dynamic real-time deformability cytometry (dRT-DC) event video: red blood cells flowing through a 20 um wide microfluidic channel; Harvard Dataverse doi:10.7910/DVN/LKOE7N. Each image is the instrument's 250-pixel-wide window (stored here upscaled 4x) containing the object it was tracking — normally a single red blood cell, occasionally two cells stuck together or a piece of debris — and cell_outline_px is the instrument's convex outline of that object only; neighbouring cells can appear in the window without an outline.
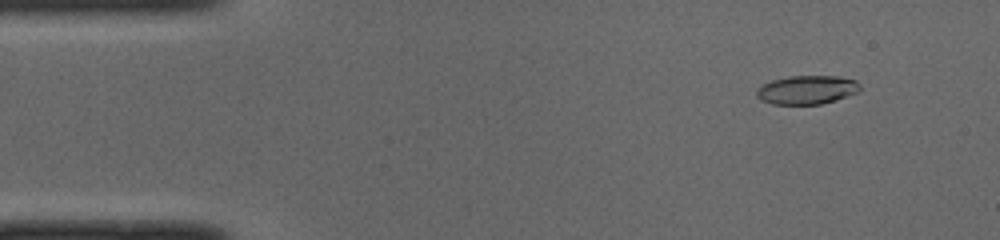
{"species": "common noctule bat (a hibernating species)", "species_latin": "Nyctalus noctula", "temperature_condition": "cold", "stored_images_in_passage": 50, "camera_frame_rate_fps": 3000, "um_per_image_px": 0.085, "animal": {"sex": "male", "body_mass_g": 19.0, "forearm_length_mm": 50.8}, "frame": {"image": 1, "passage_image": 5, "time_ms": 1.333, "image_size_px": [1000, 240], "cell_outline_px": [[860, 92], [820, 104], [772, 104], [760, 100], [756, 96], [756, 88], [760, 84], [772, 80], [788, 76], [836, 76], [856, 80], [860, 84]], "centroid_in_image_um": [68.55, 7.63], "position_along_channel_um": 16.5, "area_um2": 17.46}}
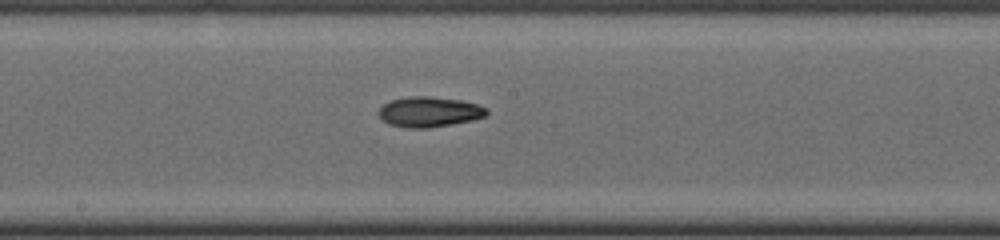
{"frame": {"image": 2, "passage_image": 26, "time_ms": 8.333, "image_size_px": [1000, 240], "cell_outline_px": [[488, 112], [484, 116], [472, 120], [452, 124], [428, 128], [408, 128], [388, 124], [380, 116], [380, 108], [384, 104], [392, 100], [408, 96], [428, 96], [460, 100], [476, 104], [488, 108]], "centroid_in_image_um": [36.5, 9.51], "position_along_channel_um": 211.7, "area_um2": 18.84}}
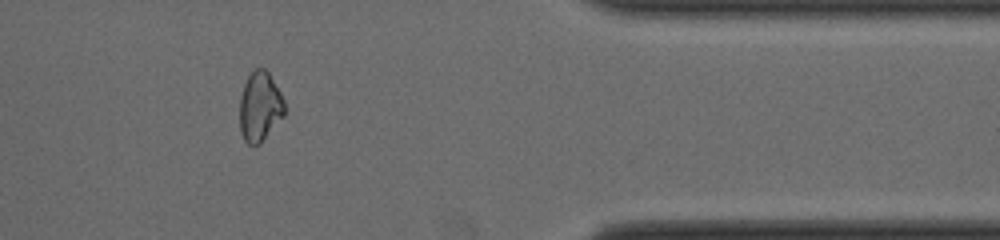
{"frame": {"image": 3, "passage_image": 41, "time_ms": 13.333, "image_size_px": [1000, 240], "cell_outline_px": [[284, 116], [260, 144], [248, 144], [244, 140], [240, 132], [240, 96], [244, 84], [248, 76], [256, 68], [264, 68], [268, 72], [280, 92], [284, 100]], "centroid_in_image_um": [22.08, 9.08], "position_along_channel_um": 389.3, "area_um2": 18.15}}